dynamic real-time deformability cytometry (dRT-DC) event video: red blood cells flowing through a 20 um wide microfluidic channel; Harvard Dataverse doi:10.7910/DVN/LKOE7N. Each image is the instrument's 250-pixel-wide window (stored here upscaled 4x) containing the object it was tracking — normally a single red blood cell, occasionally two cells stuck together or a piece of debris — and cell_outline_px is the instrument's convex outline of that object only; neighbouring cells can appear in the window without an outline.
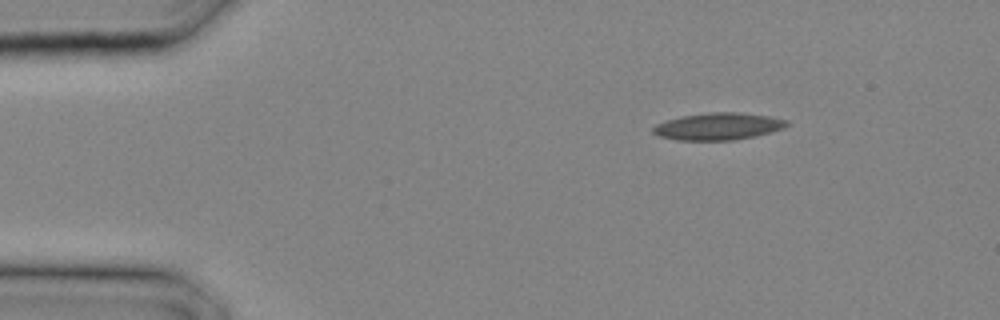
{"species": "common noctule bat (a hibernating species)", "species_latin": "Nyctalus noctula", "temperature_condition": "cold", "stored_images_in_passage": 4, "camera_frame_rate_fps": 3000, "um_per_image_px": 0.085, "animal": {"sex": "male", "body_mass_g": 20.4}, "frame": {"image": 1, "passage_image": 1, "time_ms": 0.0, "image_size_px": [1000, 320], "cell_outline_px": [[788, 124], [784, 128], [752, 136], [732, 140], [676, 140], [660, 136], [652, 132], [652, 128], [656, 124], [668, 120], [684, 116], [708, 112], [736, 112], [768, 116], [788, 120]], "centroid_in_image_um": [61.02, 10.74], "position_along_channel_um": 24.0, "area_um2": 20.75}}